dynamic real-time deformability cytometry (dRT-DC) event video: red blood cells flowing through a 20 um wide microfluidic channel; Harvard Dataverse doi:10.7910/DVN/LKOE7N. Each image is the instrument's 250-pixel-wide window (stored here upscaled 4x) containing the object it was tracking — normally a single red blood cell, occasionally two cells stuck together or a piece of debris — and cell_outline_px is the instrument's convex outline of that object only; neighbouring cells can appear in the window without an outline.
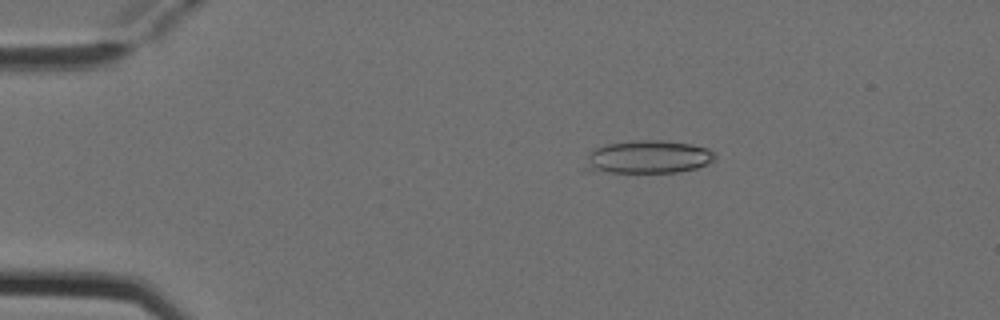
{"species": "Egyptian fruit bat (a non-hibernating species)", "species_latin": "Rousettus aegyptiacus", "temperature_condition": "cold", "stored_images_in_passage": 7, "camera_frame_rate_fps": 3000, "um_per_image_px": 0.085, "animal": {"sex": "female"}, "frame": {"image": 1, "passage_image": 3, "time_ms": 0.667, "image_size_px": [1000, 320], "cell_outline_px": [[716, 160], [708, 164], [696, 168], [680, 172], [580, 172], [588, 156], [596, 148], [608, 144], [636, 140], [664, 140], [692, 144], [708, 148], [716, 152]], "centroid_in_image_um": [55.09, 13.36], "position_along_channel_um": 29.9, "area_um2": 25.43}}
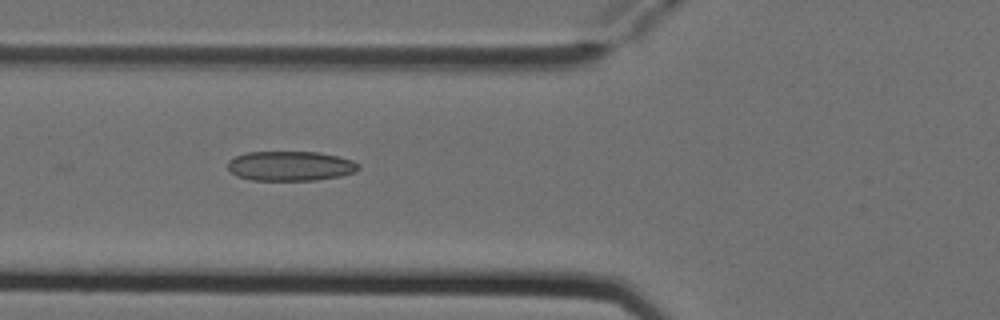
{"frame": {"image": 2, "passage_image": 6, "time_ms": 1.667, "image_size_px": [1000, 320], "cell_outline_px": [[360, 168], [356, 172], [340, 176], [316, 180], [252, 180], [236, 176], [228, 168], [228, 160], [236, 156], [248, 152], [320, 152], [352, 160], [360, 164]], "centroid_in_image_um": [24.7, 14.11], "position_along_channel_um": 101.1, "area_um2": 22.66}}
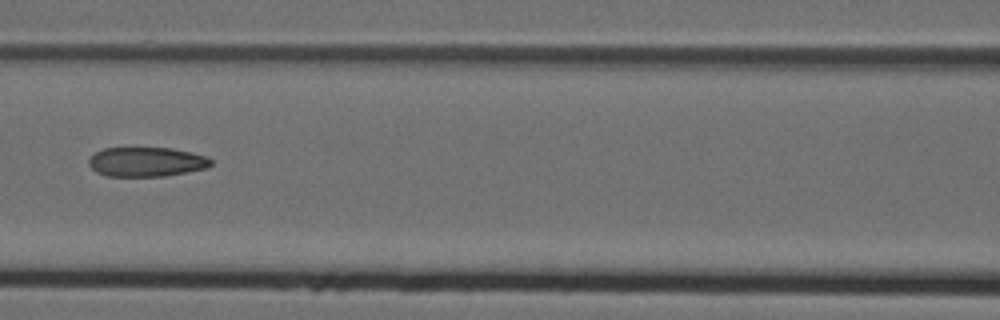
{"frame": {"image": 3, "passage_image": 7, "time_ms": 2.0, "image_size_px": [1000, 320], "cell_outline_px": [[212, 164], [208, 168], [164, 176], [108, 176], [96, 172], [88, 164], [88, 160], [96, 152], [104, 148], [172, 148], [192, 152], [208, 156], [212, 160]], "centroid_in_image_um": [12.48, 13.75], "position_along_channel_um": 154.1, "area_um2": 21.04}}